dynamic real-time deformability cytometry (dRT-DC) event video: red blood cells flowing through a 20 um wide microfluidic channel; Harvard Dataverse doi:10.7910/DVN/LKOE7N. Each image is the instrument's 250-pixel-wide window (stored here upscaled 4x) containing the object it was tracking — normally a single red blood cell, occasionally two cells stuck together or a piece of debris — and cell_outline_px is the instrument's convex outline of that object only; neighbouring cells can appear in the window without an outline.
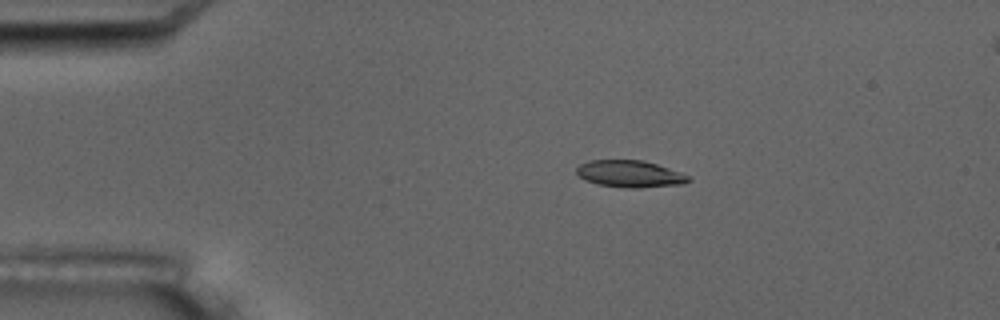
{"species": "common noctule bat (a hibernating species)", "species_latin": "Nyctalus noctula", "temperature_condition": "room temperature", "stored_images_in_passage": 6, "camera_frame_rate_fps": 3000, "um_per_image_px": 0.085, "animal": {"sex": "male", "body_mass_g": 17.5, "forearm_length_mm": 52.3}, "frame": {"image": 1, "passage_image": 4, "time_ms": 3.667, "image_size_px": [1000, 320], "cell_outline_px": [[692, 180], [684, 184], [636, 188], [628, 188], [596, 184], [584, 180], [576, 172], [576, 168], [580, 164], [588, 160], [644, 160], [692, 176]], "centroid_in_image_um": [53.56, 14.78], "position_along_channel_um": 31.4, "area_um2": 17.69}}
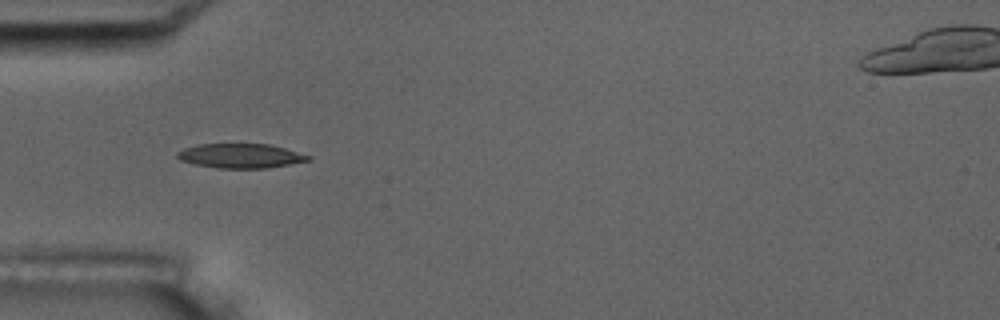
{"frame": {"image": 2, "passage_image": 6, "time_ms": 6.0, "image_size_px": [1000, 320], "cell_outline_px": [[312, 160], [268, 168], [216, 168], [196, 164], [180, 160], [176, 156], [176, 152], [184, 148], [196, 144], [268, 144], [284, 148], [312, 156]], "centroid_in_image_um": [20.45, 13.24], "position_along_channel_um": 64.6, "area_um2": 18.67}}